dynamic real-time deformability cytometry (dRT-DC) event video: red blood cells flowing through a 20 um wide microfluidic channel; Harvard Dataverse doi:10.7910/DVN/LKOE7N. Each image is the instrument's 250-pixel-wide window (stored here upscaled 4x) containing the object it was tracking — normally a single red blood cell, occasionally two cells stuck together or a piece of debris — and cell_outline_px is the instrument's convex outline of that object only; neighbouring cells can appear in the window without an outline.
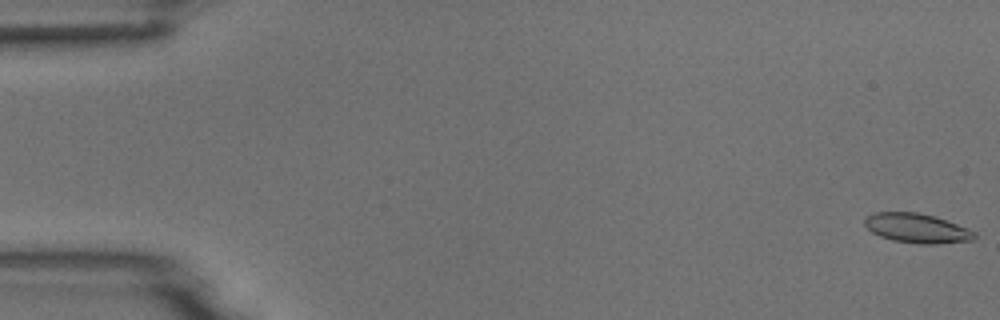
{"species": "common noctule bat (a hibernating species)", "species_latin": "Nyctalus noctula", "temperature_condition": "room temperature", "stored_images_in_passage": 11, "camera_frame_rate_fps": 3000, "um_per_image_px": 0.085, "animal": {"sex": "male", "body_mass_g": 18.8}, "frame": {"image": 1, "passage_image": 1, "time_ms": 0.0, "image_size_px": [1000, 320], "cell_outline_px": [[976, 236], [972, 240], [936, 244], [916, 244], [892, 240], [880, 236], [872, 232], [864, 224], [864, 220], [868, 216], [876, 212], [916, 212], [936, 216], [968, 228], [976, 232]], "centroid_in_image_um": [77.95, 19.4], "position_along_channel_um": 7.0, "area_um2": 18.9}}
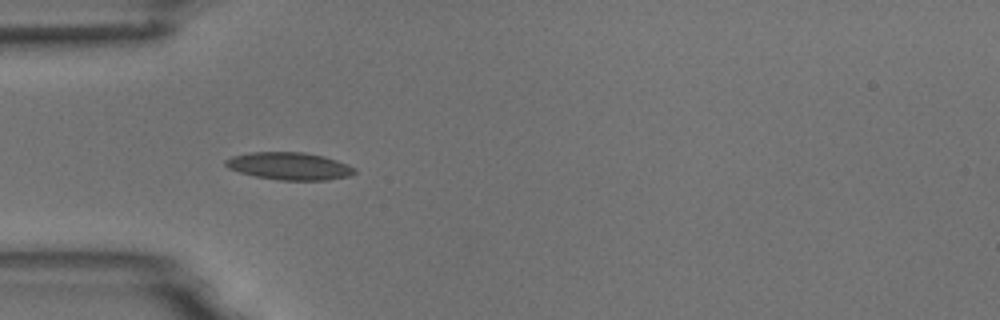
{"frame": {"image": 2, "passage_image": 5, "time_ms": 1.333, "image_size_px": [1000, 320], "cell_outline_px": [[356, 172], [352, 176], [328, 180], [276, 180], [256, 176], [240, 172], [228, 168], [224, 164], [224, 160], [232, 156], [252, 152], [304, 152], [324, 156], [348, 164], [356, 168]], "centroid_in_image_um": [24.63, 14.12], "position_along_channel_um": 60.4, "area_um2": 20.81}}
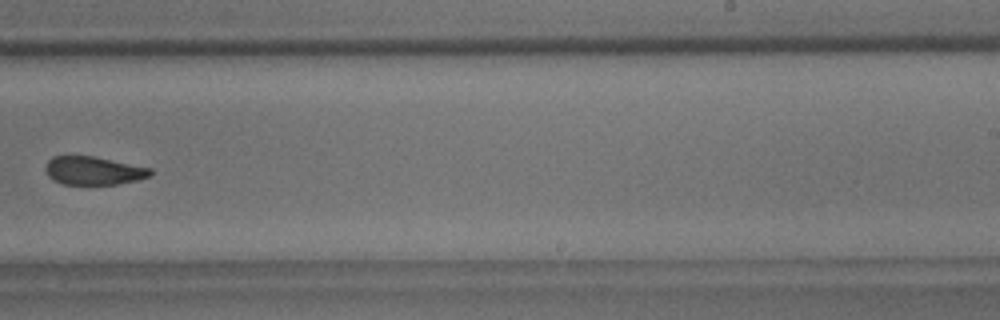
{"frame": {"image": 3, "passage_image": 10, "time_ms": 3.0, "image_size_px": [1000, 320], "cell_outline_px": [[152, 176], [136, 180], [116, 184], [64, 184], [52, 180], [48, 176], [44, 168], [48, 160], [52, 156], [92, 156], [152, 168]], "centroid_in_image_um": [7.93, 14.5], "position_along_channel_um": 281.1, "area_um2": 17.28}}